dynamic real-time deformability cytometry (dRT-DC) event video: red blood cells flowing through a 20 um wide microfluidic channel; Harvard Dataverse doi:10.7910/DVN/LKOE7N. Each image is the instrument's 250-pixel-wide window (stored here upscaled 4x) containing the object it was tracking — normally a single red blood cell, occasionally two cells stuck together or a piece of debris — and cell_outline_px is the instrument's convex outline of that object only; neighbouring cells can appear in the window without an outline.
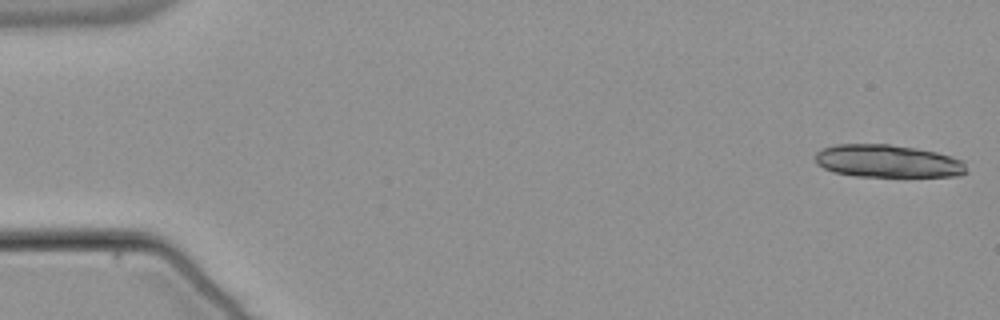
{"species": "common noctule bat (a hibernating species)", "species_latin": "Nyctalus noctula", "temperature_condition": "warm", "stored_images_in_passage": 23, "camera_frame_rate_fps": 3000, "um_per_image_px": 0.085, "animal": {"sex": "male", "body_mass_g": 21.5, "forearm_length_mm": 52.0}, "frame": {"image": 1, "passage_image": 1, "time_ms": 0.0, "image_size_px": [1000, 320], "cell_outline_px": [[968, 172], [960, 176], [856, 176], [832, 172], [816, 164], [816, 152], [824, 148], [836, 144], [888, 144], [936, 152], [952, 156], [964, 160]], "centroid_in_image_um": [75.47, 13.7], "position_along_channel_um": 9.5, "area_um2": 28.84}}
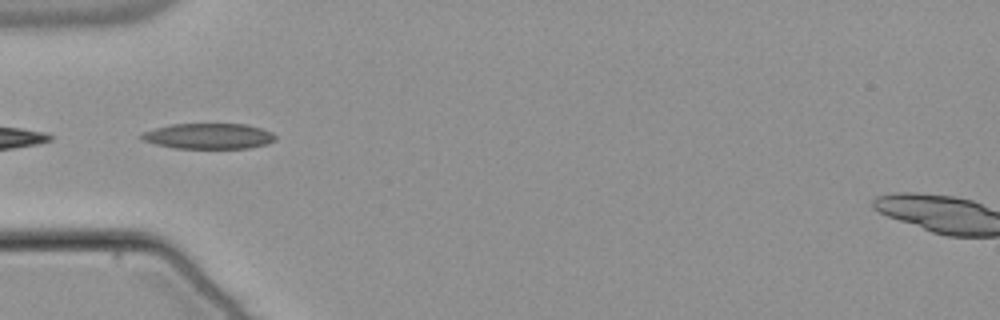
{"frame": {"image": 2, "passage_image": 18, "time_ms": 5.667, "image_size_px": [1000, 320], "cell_outline_px": [[276, 140], [268, 144], [248, 148], [172, 148], [140, 140], [140, 136], [144, 132], [156, 128], [172, 124], [244, 124], [260, 128], [272, 132], [276, 136]], "centroid_in_image_um": [17.75, 11.57], "position_along_channel_um": 67.3, "area_um2": 19.94}}